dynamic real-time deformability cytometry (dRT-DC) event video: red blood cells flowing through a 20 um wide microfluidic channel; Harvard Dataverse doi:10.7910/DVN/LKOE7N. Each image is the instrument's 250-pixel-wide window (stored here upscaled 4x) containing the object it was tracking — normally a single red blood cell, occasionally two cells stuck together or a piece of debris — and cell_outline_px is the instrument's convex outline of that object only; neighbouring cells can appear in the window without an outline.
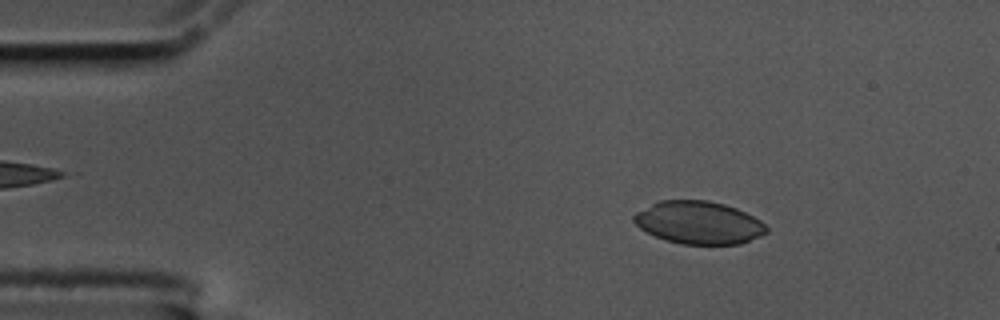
{"species": "common noctule bat (a hibernating species)", "species_latin": "Nyctalus noctula", "temperature_condition": "cold", "stored_images_in_passage": 57, "camera_frame_rate_fps": 3000, "um_per_image_px": 0.085, "animal": {"sex": "male", "body_mass_g": 17.5, "forearm_length_mm": 52.3}, "frame": {"image": 1, "passage_image": 8, "time_ms": 2.333, "image_size_px": [1000, 320], "cell_outline_px": [[768, 232], [760, 236], [740, 244], [680, 244], [656, 236], [640, 228], [632, 220], [632, 216], [636, 212], [660, 200], [708, 200], [724, 204], [736, 208], [760, 220], [768, 228]], "centroid_in_image_um": [59.4, 18.92], "position_along_channel_um": 25.6, "area_um2": 32.83}}
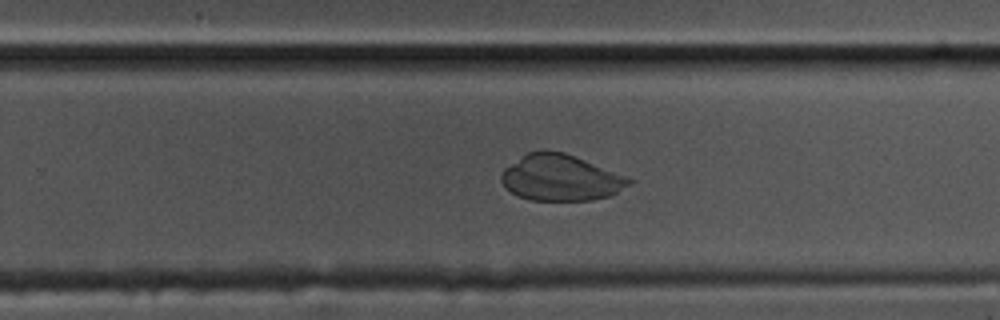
{"frame": {"image": 2, "passage_image": 36, "time_ms": 11.667, "image_size_px": [1000, 320], "cell_outline_px": [[632, 184], [608, 196], [592, 200], [528, 200], [516, 196], [504, 188], [500, 180], [500, 176], [504, 168], [528, 152], [564, 152], [628, 176], [632, 180]], "centroid_in_image_um": [47.64, 15.13], "position_along_channel_um": 282.2, "area_um2": 34.22}}